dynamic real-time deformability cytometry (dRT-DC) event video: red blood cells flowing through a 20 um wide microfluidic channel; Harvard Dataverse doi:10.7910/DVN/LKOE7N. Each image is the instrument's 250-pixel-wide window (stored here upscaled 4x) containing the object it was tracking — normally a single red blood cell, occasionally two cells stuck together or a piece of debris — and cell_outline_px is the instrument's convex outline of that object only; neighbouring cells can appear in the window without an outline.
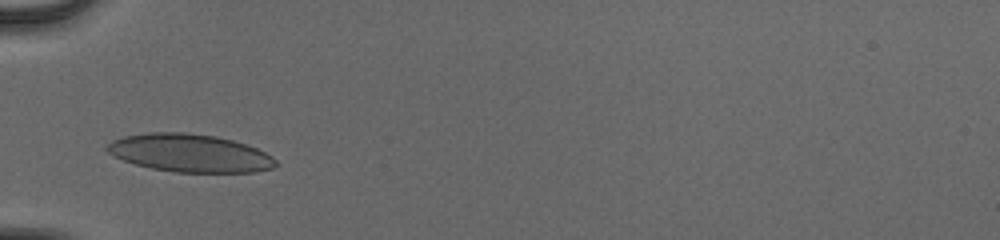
{"species": "human", "species_latin": "Homo sapiens", "temperature_condition": "cold", "stored_images_in_passage": 34, "camera_frame_rate_fps": 3000, "um_per_image_px": 0.085, "donor": {"sex": "male"}, "frame": {"image": 1, "passage_image": 1, "time_ms": 0.0, "image_size_px": [1000, 240], "cell_outline_px": [[276, 164], [272, 168], [256, 172], [176, 172], [152, 168], [136, 164], [112, 156], [104, 148], [112, 140], [124, 136], [148, 132], [184, 132], [216, 136], [232, 140], [256, 148], [272, 156], [276, 160]], "centroid_in_image_um": [16.1, 13.0], "position_along_channel_um": 68.9, "area_um2": 37.17}}
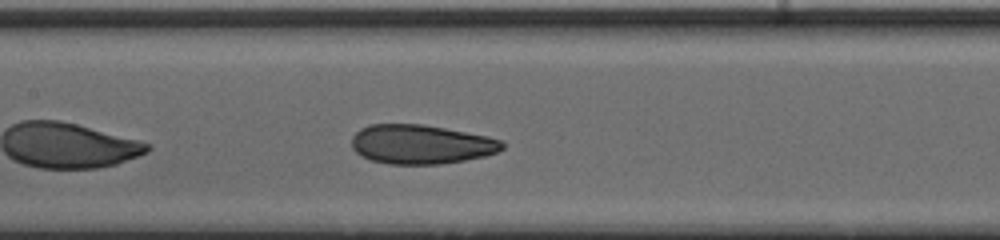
{"frame": {"image": 2, "passage_image": 9, "time_ms": 2.667, "image_size_px": [1000, 240], "cell_outline_px": [[504, 148], [496, 152], [484, 156], [464, 160], [440, 164], [388, 164], [372, 160], [360, 156], [352, 148], [352, 136], [360, 128], [368, 124], [424, 124], [488, 136], [500, 140], [504, 144]], "centroid_in_image_um": [35.76, 12.26], "position_along_channel_um": 171.6, "area_um2": 34.51}}
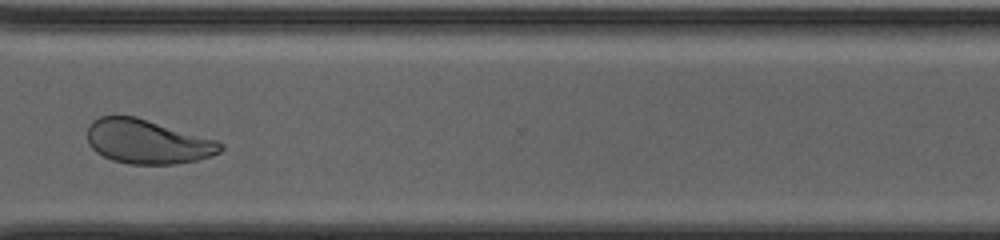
{"frame": {"image": 3, "passage_image": 23, "time_ms": 7.333, "image_size_px": [1000, 240], "cell_outline_px": [[224, 148], [220, 152], [212, 156], [196, 160], [176, 164], [128, 164], [112, 160], [96, 152], [88, 144], [88, 124], [92, 120], [100, 116], [136, 116], [216, 140], [224, 144]], "centroid_in_image_um": [12.53, 12.04], "position_along_channel_um": 358.1, "area_um2": 34.39}, "authors_computed_cell_mechanics": {"area_um2": 35.6626, "velocity_mm_per_s": 3.9827, "shape_relaxation_time_tau1_ms": 5.911, "shape_relaxation_time_tau2_ms": 1.1064, "deformation_change_tau1": 0.1536, "deformation_change_tau2": 0.0617}}